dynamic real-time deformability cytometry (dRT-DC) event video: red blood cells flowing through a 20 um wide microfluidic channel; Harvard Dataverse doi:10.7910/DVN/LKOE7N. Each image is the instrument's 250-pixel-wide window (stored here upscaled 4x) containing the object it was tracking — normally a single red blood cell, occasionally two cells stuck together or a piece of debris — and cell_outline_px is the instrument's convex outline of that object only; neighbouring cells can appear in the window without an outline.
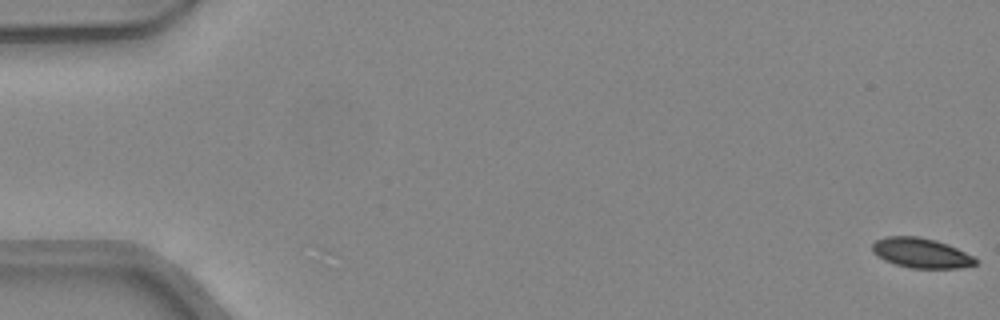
{"species": "common noctule bat (a hibernating species)", "species_latin": "Nyctalus noctula", "temperature_condition": "warm", "stored_images_in_passage": 48, "camera_frame_rate_fps": 3000, "um_per_image_px": 0.085, "animal": {"sex": "female", "body_mass_g": 24.6, "forearm_length_mm": 56.2}, "frame": {"image": 1, "passage_image": 1, "time_ms": 0.0, "image_size_px": [1000, 320], "cell_outline_px": [[976, 264], [960, 268], [912, 268], [896, 264], [884, 260], [876, 256], [872, 252], [872, 244], [876, 240], [884, 236], [920, 236], [936, 240], [948, 244], [972, 256], [976, 260]], "centroid_in_image_um": [78.25, 21.49], "position_along_channel_um": 6.8, "area_um2": 17.98}}
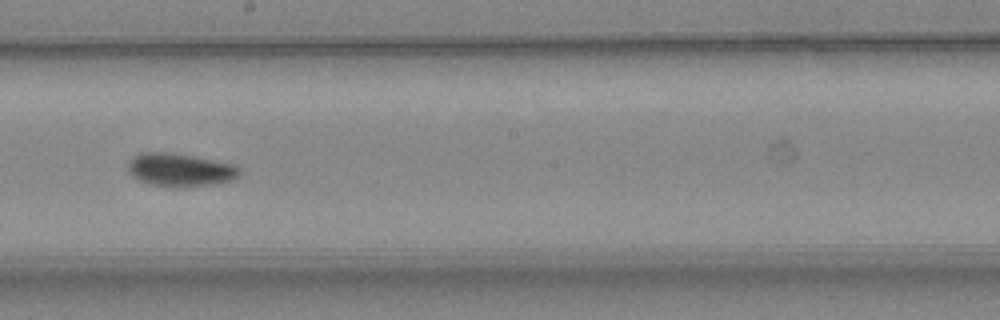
{"frame": {"image": 2, "passage_image": 28, "time_ms": 9.0, "image_size_px": [1000, 320], "cell_outline_px": [[240, 176], [232, 180], [216, 184], [180, 188], [148, 184], [132, 176], [128, 172], [128, 160], [132, 156], [140, 152], [164, 152], [192, 156], [232, 164], [240, 168]], "centroid_in_image_um": [15.28, 14.45], "position_along_channel_um": 232.9, "area_um2": 21.73}}
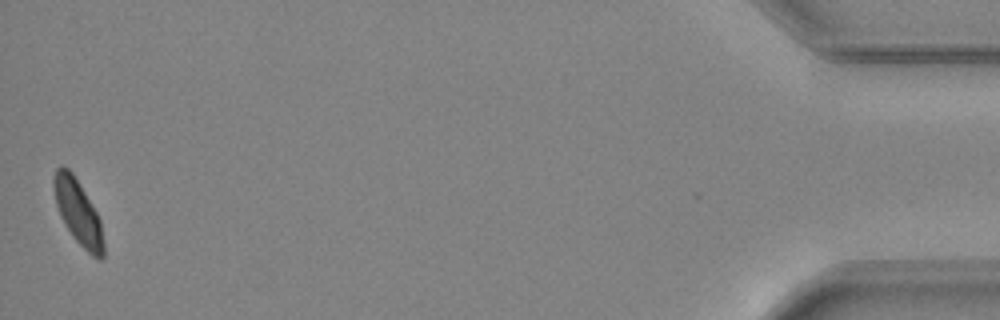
{"frame": {"image": 3, "passage_image": 48, "time_ms": 15.667, "image_size_px": [1000, 320], "cell_outline_px": [[104, 256], [100, 260], [92, 256], [72, 236], [64, 224], [60, 216], [56, 204], [52, 184], [52, 180], [56, 168], [60, 164], [64, 164], [72, 172], [96, 212], [100, 220], [104, 244]], "centroid_in_image_um": [6.6, 18.02], "position_along_channel_um": 428.6, "area_um2": 18.73}, "authors_computed_cell_mechanics": {"area_um2": 19.4786, "velocity_mm_per_s": 4.3613, "shape_relaxation_time_tau1_ms": 3.8456, "shape_relaxation_time_tau2_ms": null, "deformation_change_tau1": 0.1135, "deformation_change_tau2": null}}